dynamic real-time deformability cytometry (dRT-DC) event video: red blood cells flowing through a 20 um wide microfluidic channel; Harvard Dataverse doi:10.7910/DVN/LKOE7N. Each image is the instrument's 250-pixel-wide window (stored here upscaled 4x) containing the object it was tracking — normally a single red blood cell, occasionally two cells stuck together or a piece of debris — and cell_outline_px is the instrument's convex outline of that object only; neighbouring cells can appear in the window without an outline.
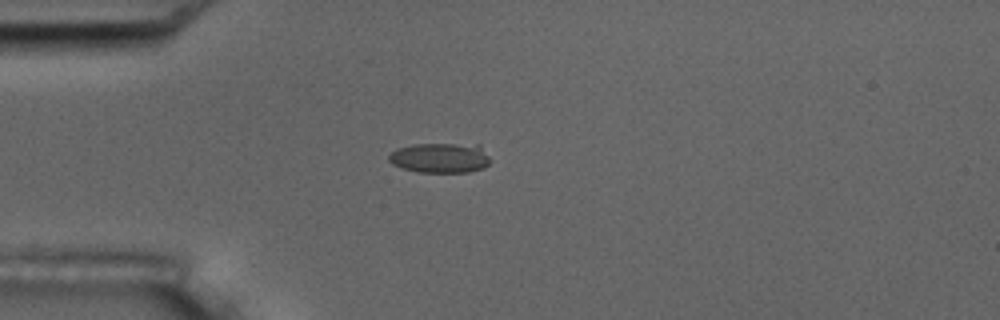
{"species": "common noctule bat (a hibernating species)", "species_latin": "Nyctalus noctula", "temperature_condition": "room temperature", "stored_images_in_passage": 2, "camera_frame_rate_fps": 3000, "um_per_image_px": 0.085, "animal": {"sex": "male", "body_mass_g": 17.5, "forearm_length_mm": 52.3}, "frame": {"image": 1, "passage_image": 1, "time_ms": 0.0, "image_size_px": [1000, 320], "cell_outline_px": [[492, 160], [484, 168], [468, 172], [420, 172], [404, 168], [392, 164], [388, 160], [388, 156], [396, 148], [412, 144], [480, 144]], "centroid_in_image_um": [37.45, 13.41], "position_along_channel_um": 47.6, "area_um2": 17.92}}